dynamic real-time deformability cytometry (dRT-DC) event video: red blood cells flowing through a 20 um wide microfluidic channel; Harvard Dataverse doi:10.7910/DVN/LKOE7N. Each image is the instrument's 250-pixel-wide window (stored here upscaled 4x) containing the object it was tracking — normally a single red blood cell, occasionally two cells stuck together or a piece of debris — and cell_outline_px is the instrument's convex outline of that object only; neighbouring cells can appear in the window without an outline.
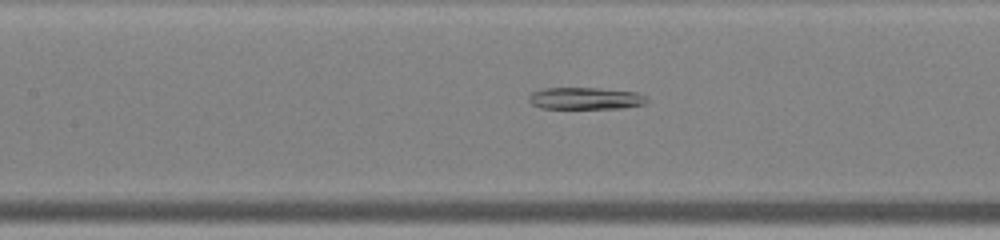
{"species": "common noctule bat (a hibernating species)", "species_latin": "Nyctalus noctula", "temperature_condition": "warm", "stored_images_in_passage": 47, "segment_of_instrument_passage": [2, 2], "camera_frame_rate_fps": 3000, "um_per_image_px": 0.085, "animal": {"sex": "male", "body_mass_g": 19.0, "forearm_length_mm": 50.8}, "frame": {"image": 1, "passage_image": 22, "time_ms": 7.0, "image_size_px": [1000, 240], "cell_outline_px": [[648, 100], [644, 104], [624, 108], [540, 108], [532, 104], [528, 100], [528, 96], [532, 92], [544, 88], [600, 88], [636, 92], [644, 96]], "centroid_in_image_um": [49.74, 8.36], "position_along_channel_um": 157.7, "area_um2": 15.09}}
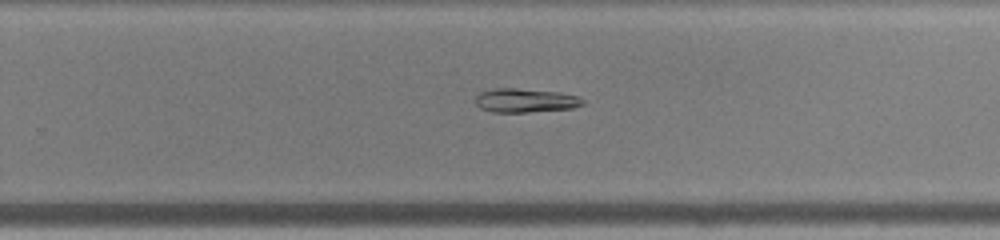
{"frame": {"image": 2, "passage_image": 31, "time_ms": 10.0, "image_size_px": [1000, 240], "cell_outline_px": [[584, 104], [572, 108], [528, 112], [492, 112], [480, 108], [476, 104], [476, 96], [480, 92], [496, 88], [516, 88], [560, 92], [580, 96], [584, 100]], "centroid_in_image_um": [44.67, 8.53], "position_along_channel_um": 285.1, "area_um2": 15.03}}
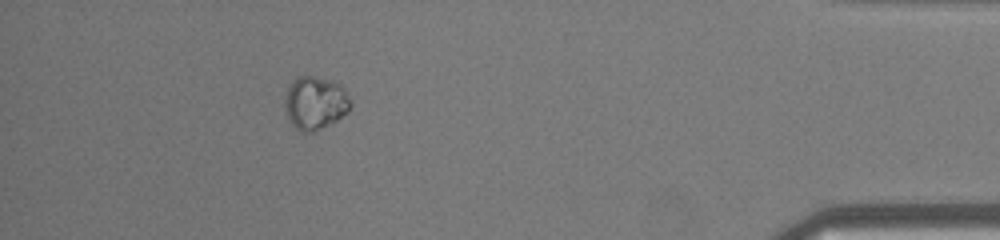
{"frame": {"image": 3, "passage_image": 43, "time_ms": 14.0, "image_size_px": [1000, 240], "cell_outline_px": [[352, 104], [348, 112], [336, 120], [316, 132], [300, 132], [288, 120], [284, 104], [288, 88], [292, 80], [300, 76], [312, 76], [332, 80], [340, 84], [344, 88]], "centroid_in_image_um": [26.79, 8.76], "position_along_channel_um": 408.4, "area_um2": 20.46}}